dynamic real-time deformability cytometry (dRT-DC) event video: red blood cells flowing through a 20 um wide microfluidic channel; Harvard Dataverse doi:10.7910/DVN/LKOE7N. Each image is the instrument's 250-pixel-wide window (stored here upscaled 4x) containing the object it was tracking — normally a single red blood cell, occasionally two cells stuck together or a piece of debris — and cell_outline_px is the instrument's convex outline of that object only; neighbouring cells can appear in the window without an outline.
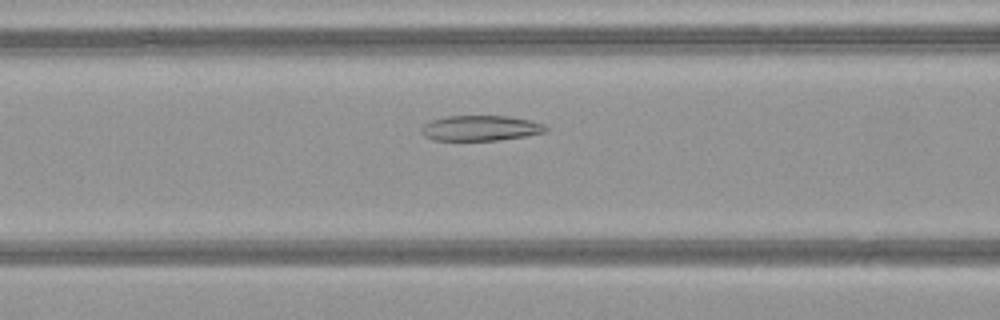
{"species": "common noctule bat (a hibernating species)", "species_latin": "Nyctalus noctula", "temperature_condition": "warm", "stored_images_in_passage": 46, "camera_frame_rate_fps": 3000, "um_per_image_px": 0.085, "animal": {"sex": "female", "body_mass_g": 21.9}, "frame": {"image": 1, "passage_image": 17, "time_ms": 5.333, "image_size_px": [1000, 320], "cell_outline_px": [[548, 132], [500, 140], [432, 140], [424, 136], [420, 132], [420, 128], [424, 124], [432, 120], [444, 116], [508, 116], [532, 120], [544, 124], [548, 128]], "centroid_in_image_um": [40.85, 10.89], "position_along_channel_um": 125.8, "area_um2": 18.55}}
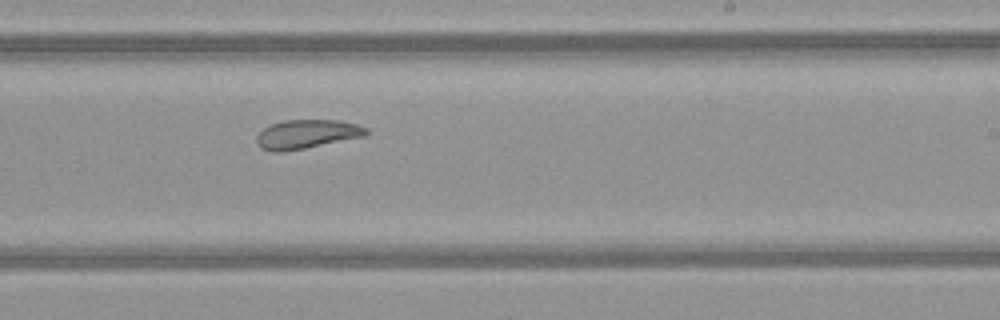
{"frame": {"image": 2, "passage_image": 27, "time_ms": 8.667, "image_size_px": [1000, 320], "cell_outline_px": [[368, 132], [364, 136], [284, 152], [272, 152], [260, 148], [256, 144], [256, 136], [264, 128], [272, 124], [284, 120], [336, 120], [356, 124], [368, 128]], "centroid_in_image_um": [26.03, 11.41], "position_along_channel_um": 263.0, "area_um2": 18.38}}
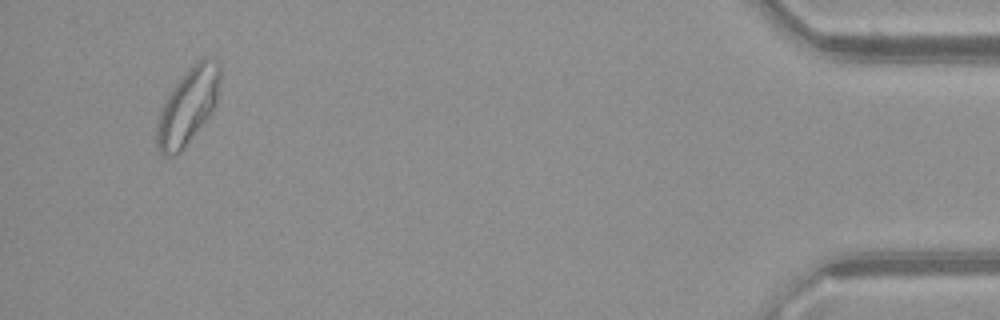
{"frame": {"image": 3, "passage_image": 44, "time_ms": 14.333, "image_size_px": [1000, 320], "cell_outline_px": [[220, 80], [216, 104], [212, 112], [180, 152], [172, 156], [164, 156], [160, 152], [156, 144], [156, 128], [160, 112], [168, 92], [188, 68], [200, 56], [212, 56], [220, 64]], "centroid_in_image_um": [15.98, 8.96], "position_along_channel_um": 419.2, "area_um2": 28.32}, "authors_computed_cell_mechanics": {"area_um2": 22.8888, "velocity_mm_per_s": 4.1164, "shape_relaxation_time_tau1_ms": null, "shape_relaxation_time_tau2_ms": 2.2459, "deformation_change_tau1": null, "deformation_change_tau2": 0.0782}}